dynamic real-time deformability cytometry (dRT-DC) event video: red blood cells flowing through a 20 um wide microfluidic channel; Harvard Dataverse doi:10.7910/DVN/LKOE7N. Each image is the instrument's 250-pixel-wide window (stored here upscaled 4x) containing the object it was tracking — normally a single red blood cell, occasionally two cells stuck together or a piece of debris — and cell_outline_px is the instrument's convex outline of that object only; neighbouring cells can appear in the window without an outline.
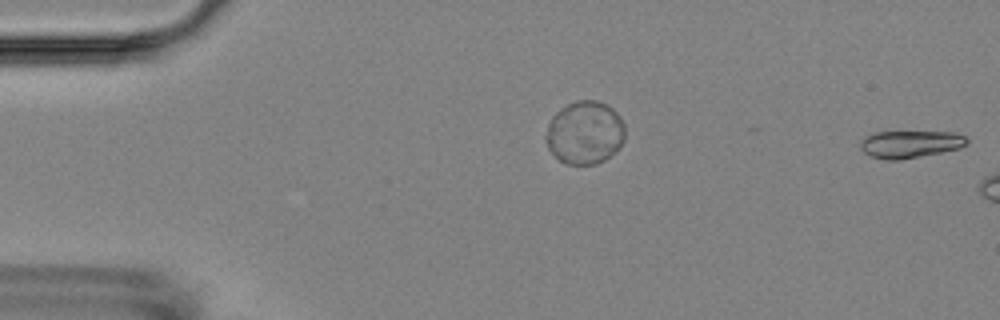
{"species": "Egyptian fruit bat (a non-hibernating species)", "species_latin": "Rousettus aegyptiacus", "temperature_condition": "room temperature", "stored_images_in_passage": 4, "segment_of_instrument_passage": [2, 2], "camera_frame_rate_fps": 3000, "um_per_image_px": 0.085, "animal": {"sex": "female"}, "frame": {"image": 1, "passage_image": 4, "time_ms": 3.667, "image_size_px": [1000, 320], "cell_outline_px": [[968, 144], [960, 148], [900, 160], [884, 160], [872, 156], [864, 152], [860, 148], [860, 140], [876, 132], [956, 132], [968, 136]], "centroid_in_image_um": [77.41, 12.25], "position_along_channel_um": 7.6, "area_um2": 16.99}}